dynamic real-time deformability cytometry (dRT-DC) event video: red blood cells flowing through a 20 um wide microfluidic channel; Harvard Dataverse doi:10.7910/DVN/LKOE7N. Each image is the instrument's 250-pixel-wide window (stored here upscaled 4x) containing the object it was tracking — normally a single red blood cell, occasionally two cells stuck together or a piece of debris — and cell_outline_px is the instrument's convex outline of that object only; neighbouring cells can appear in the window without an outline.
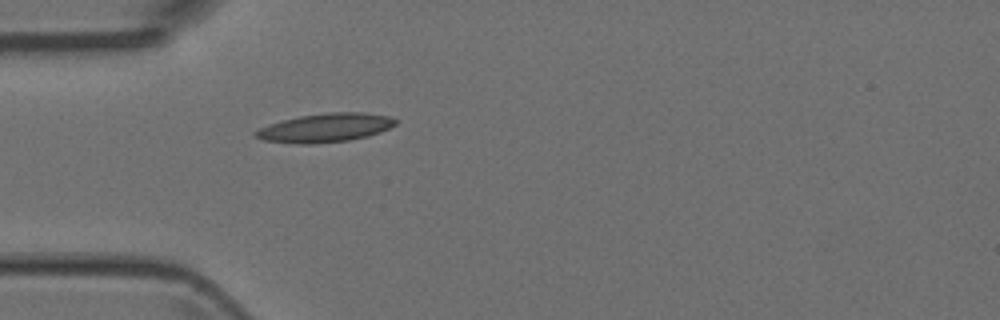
{"species": "Egyptian fruit bat (a non-hibernating species)", "species_latin": "Rousettus aegyptiacus", "temperature_condition": "room temperature", "stored_images_in_passage": 1, "camera_frame_rate_fps": 3000, "um_per_image_px": 0.085, "animal": {"sex": "female"}, "frame": {"image": 1, "passage_image": 1, "time_ms": 0.0, "image_size_px": [1000, 320], "cell_outline_px": [[400, 120], [396, 124], [380, 132], [368, 136], [348, 140], [312, 144], [296, 144], [264, 140], [256, 136], [252, 132], [268, 124], [300, 116], [332, 112], [360, 112], [388, 116]], "centroid_in_image_um": [27.66, 10.86], "position_along_channel_um": 57.3, "area_um2": 23.29}}